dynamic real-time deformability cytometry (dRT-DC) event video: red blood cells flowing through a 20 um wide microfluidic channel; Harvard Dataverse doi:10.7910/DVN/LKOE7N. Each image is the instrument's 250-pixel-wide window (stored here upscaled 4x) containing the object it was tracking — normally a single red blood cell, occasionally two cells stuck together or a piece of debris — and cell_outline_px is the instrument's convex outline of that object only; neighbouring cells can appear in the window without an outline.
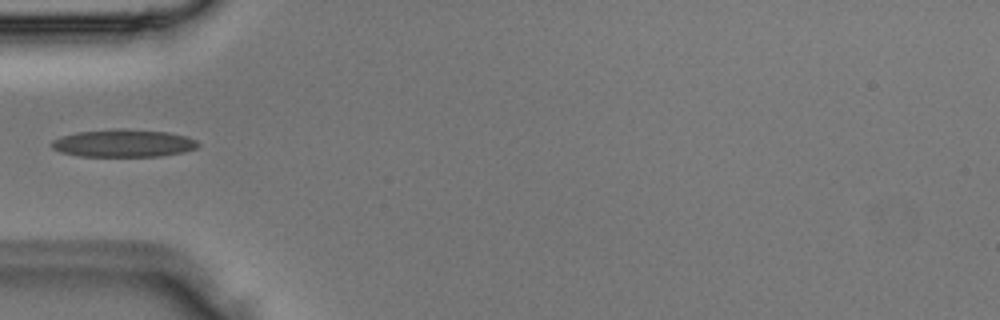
{"species": "Egyptian fruit bat (a non-hibernating species)", "species_latin": "Rousettus aegyptiacus", "temperature_condition": "room temperature", "stored_images_in_passage": 2, "camera_frame_rate_fps": 3000, "um_per_image_px": 0.085, "animal": {"sex": "male"}, "frame": {"image": 1, "passage_image": 2, "time_ms": 0.333, "image_size_px": [1000, 320], "cell_outline_px": [[200, 144], [196, 148], [184, 152], [160, 156], [80, 156], [60, 152], [52, 148], [52, 140], [60, 136], [76, 132], [120, 128], [168, 132], [188, 136], [196, 140]], "centroid_in_image_um": [10.5, 12.17], "position_along_channel_um": 74.5, "area_um2": 23.7}}